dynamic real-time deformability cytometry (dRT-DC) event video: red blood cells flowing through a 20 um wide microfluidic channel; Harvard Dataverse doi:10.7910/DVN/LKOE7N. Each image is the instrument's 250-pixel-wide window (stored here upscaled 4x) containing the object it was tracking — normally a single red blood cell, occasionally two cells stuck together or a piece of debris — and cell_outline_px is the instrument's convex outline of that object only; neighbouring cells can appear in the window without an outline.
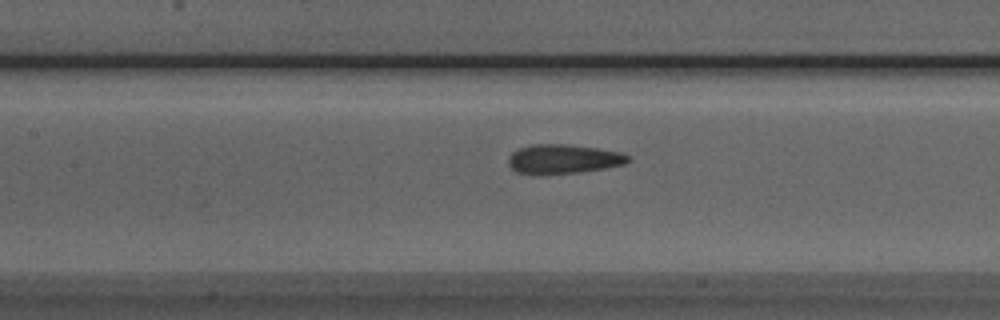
{"species": "Egyptian fruit bat (a non-hibernating species)", "species_latin": "Rousettus aegyptiacus", "temperature_condition": "room temperature", "stored_images_in_passage": 43, "camera_frame_rate_fps": 3000, "um_per_image_px": 0.085, "animal": {"sex": "male"}, "frame": {"image": 1, "passage_image": 22, "time_ms": 7.0, "image_size_px": [1000, 320], "cell_outline_px": [[632, 160], [624, 164], [604, 168], [580, 172], [540, 176], [528, 176], [516, 172], [508, 164], [508, 156], [512, 152], [520, 148], [532, 144], [568, 144], [596, 148], [620, 152], [628, 156]], "centroid_in_image_um": [47.81, 13.55], "position_along_channel_um": 159.6, "area_um2": 20.92}}
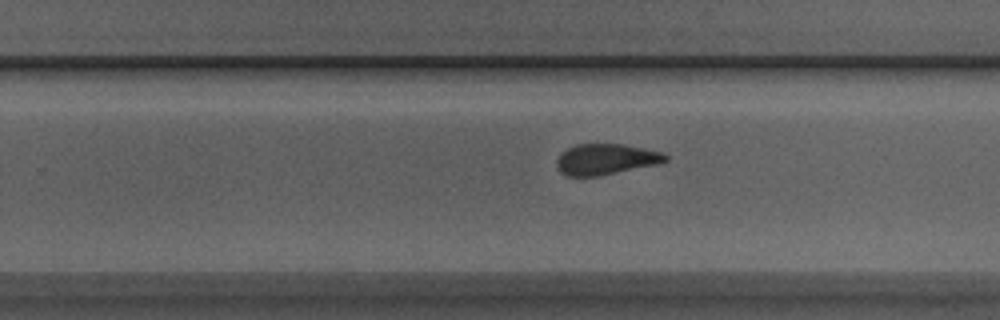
{"frame": {"image": 2, "passage_image": 31, "time_ms": 10.0, "image_size_px": [1000, 320], "cell_outline_px": [[668, 160], [656, 164], [600, 176], [564, 176], [556, 168], [556, 160], [560, 152], [576, 144], [624, 144], [664, 152], [668, 156]], "centroid_in_image_um": [51.46, 13.54], "position_along_channel_um": 278.3, "area_um2": 19.77}}
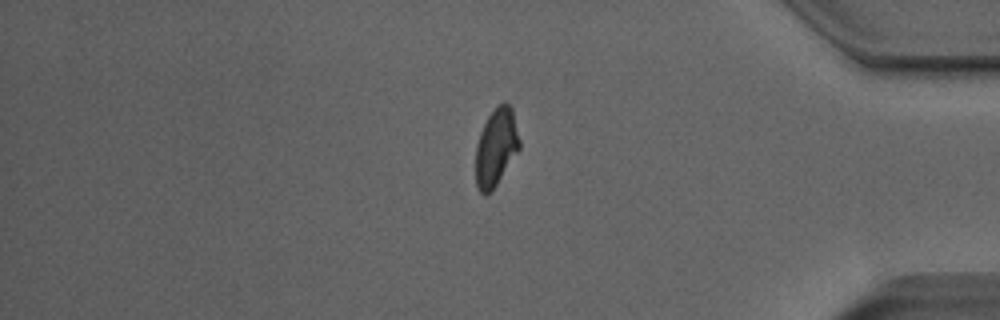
{"frame": {"image": 3, "passage_image": 42, "time_ms": 13.667, "image_size_px": [1000, 320], "cell_outline_px": [[520, 148], [496, 184], [488, 192], [480, 192], [476, 188], [476, 144], [480, 132], [488, 116], [504, 100], [512, 108], [520, 140]], "centroid_in_image_um": [42.17, 12.48], "position_along_channel_um": 393.0, "area_um2": 19.42}}